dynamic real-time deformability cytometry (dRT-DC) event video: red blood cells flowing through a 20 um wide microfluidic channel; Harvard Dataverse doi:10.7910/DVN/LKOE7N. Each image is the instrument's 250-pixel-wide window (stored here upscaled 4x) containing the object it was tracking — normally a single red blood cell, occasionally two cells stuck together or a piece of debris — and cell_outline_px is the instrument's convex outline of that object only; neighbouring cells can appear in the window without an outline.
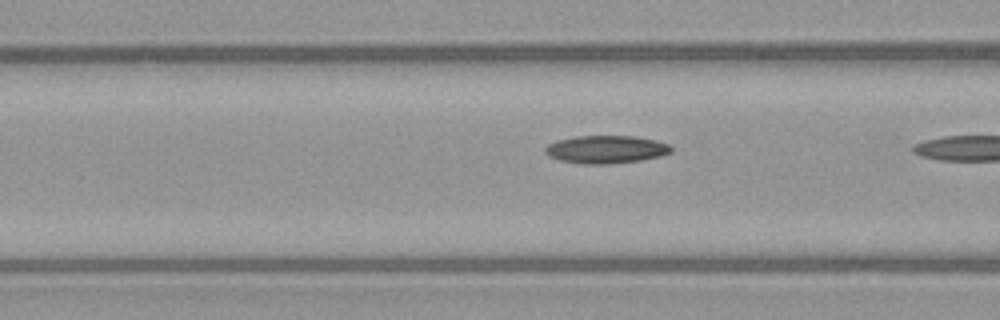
{"species": "common noctule bat (a hibernating species)", "species_latin": "Nyctalus noctula", "temperature_condition": "warm", "stored_images_in_passage": 18, "camera_frame_rate_fps": 3000, "um_per_image_px": 0.085, "animal": {"sex": "female", "body_mass_g": 21.9}, "frame": {"image": 1, "passage_image": 17, "time_ms": 5.333, "image_size_px": [1000, 320], "cell_outline_px": [[672, 152], [660, 156], [640, 160], [608, 164], [580, 164], [560, 160], [548, 156], [544, 152], [544, 148], [548, 144], [556, 140], [576, 136], [636, 136], [656, 140], [668, 144], [672, 148]], "centroid_in_image_um": [51.48, 12.7], "position_along_channel_um": 115.1, "area_um2": 20.58}}